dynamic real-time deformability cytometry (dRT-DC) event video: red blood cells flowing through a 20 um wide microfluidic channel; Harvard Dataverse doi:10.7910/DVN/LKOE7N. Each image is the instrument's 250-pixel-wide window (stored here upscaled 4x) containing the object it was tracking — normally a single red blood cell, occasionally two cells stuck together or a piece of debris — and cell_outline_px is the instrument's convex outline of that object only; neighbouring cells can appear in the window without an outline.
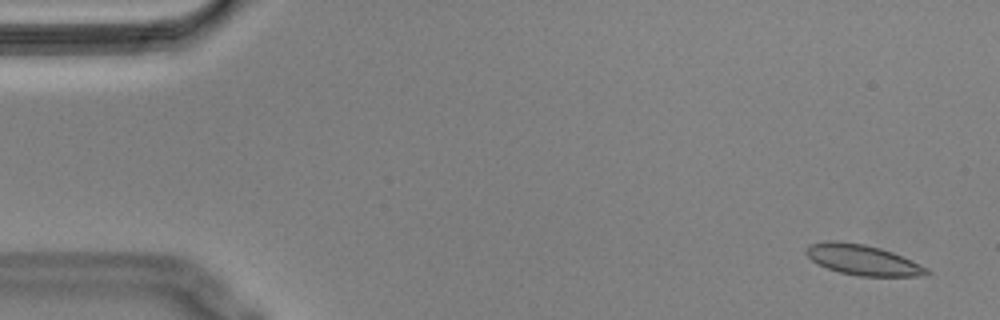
{"species": "Egyptian fruit bat (a non-hibernating species)", "species_latin": "Rousettus aegyptiacus", "temperature_condition": "cold", "stored_images_in_passage": 56, "camera_frame_rate_fps": 3000, "um_per_image_px": 0.085, "animal": {"sex": "male"}, "frame": {"image": 1, "passage_image": 3, "time_ms": 0.667, "image_size_px": [1000, 320], "cell_outline_px": [[932, 272], [924, 276], [860, 276], [840, 272], [828, 268], [812, 260], [804, 252], [812, 244], [828, 240], [836, 240], [864, 244], [880, 248], [892, 252], [920, 264], [928, 268]], "centroid_in_image_um": [73.37, 22.09], "position_along_channel_um": 11.6, "area_um2": 21.15}}
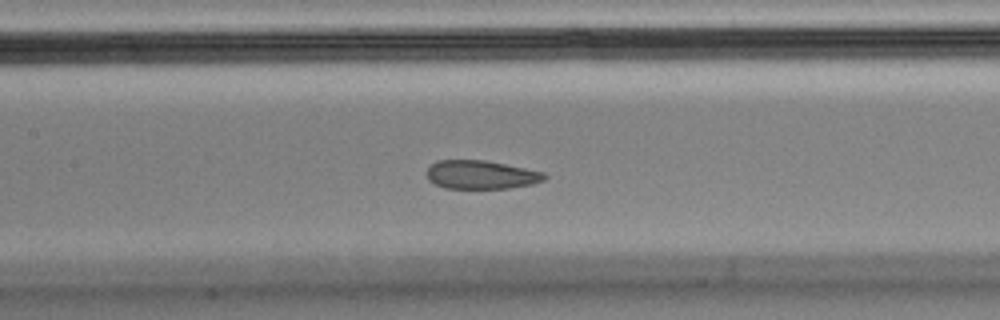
{"frame": {"image": 2, "passage_image": 26, "time_ms": 8.333, "image_size_px": [1000, 320], "cell_outline_px": [[548, 176], [544, 180], [532, 184], [508, 188], [444, 188], [428, 180], [428, 168], [436, 160], [484, 160], [544, 172]], "centroid_in_image_um": [40.89, 14.85], "position_along_channel_um": 166.5, "area_um2": 19.42}}
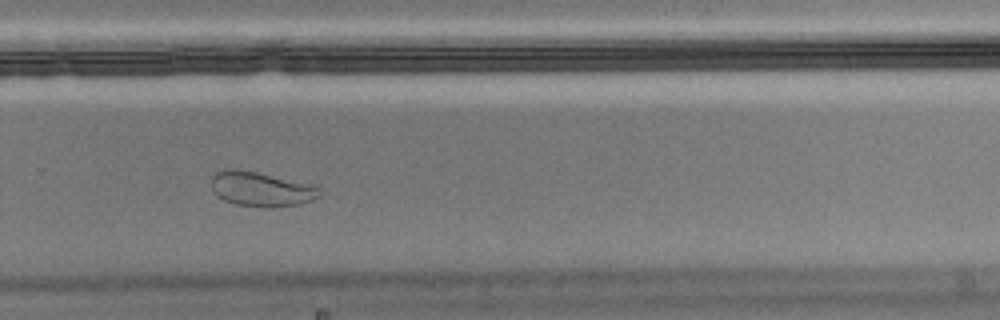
{"frame": {"image": 3, "passage_image": 38, "time_ms": 12.333, "image_size_px": [1000, 320], "cell_outline_px": [[324, 192], [320, 196], [312, 200], [300, 204], [236, 204], [224, 200], [216, 196], [212, 188], [212, 176], [216, 172], [224, 168], [236, 168], [256, 172], [324, 188]], "centroid_in_image_um": [22.17, 16.02], "position_along_channel_um": 307.6, "area_um2": 20.98}}